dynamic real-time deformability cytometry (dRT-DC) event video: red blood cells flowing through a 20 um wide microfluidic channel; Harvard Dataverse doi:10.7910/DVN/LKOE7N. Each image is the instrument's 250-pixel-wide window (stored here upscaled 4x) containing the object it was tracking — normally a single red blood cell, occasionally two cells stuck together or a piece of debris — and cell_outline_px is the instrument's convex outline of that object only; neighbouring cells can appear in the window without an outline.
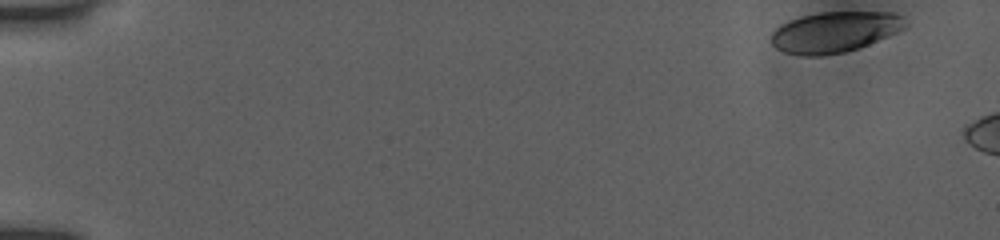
{"species": "human", "species_latin": "Homo sapiens", "temperature_condition": "room temperature", "stored_images_in_passage": 7, "camera_frame_rate_fps": 3000, "um_per_image_px": 0.085, "donor": {"sex": "female"}, "frame": {"image": 1, "passage_image": 1, "time_ms": 0.0, "image_size_px": [1000, 240], "cell_outline_px": [[908, 28], [868, 44], [844, 52], [820, 56], [804, 56], [784, 52], [776, 48], [772, 44], [772, 32], [780, 24], [788, 20], [800, 16], [820, 12], [892, 12], [904, 16], [908, 24]], "centroid_in_image_um": [70.97, 2.71], "position_along_channel_um": 14.0, "area_um2": 32.08}}